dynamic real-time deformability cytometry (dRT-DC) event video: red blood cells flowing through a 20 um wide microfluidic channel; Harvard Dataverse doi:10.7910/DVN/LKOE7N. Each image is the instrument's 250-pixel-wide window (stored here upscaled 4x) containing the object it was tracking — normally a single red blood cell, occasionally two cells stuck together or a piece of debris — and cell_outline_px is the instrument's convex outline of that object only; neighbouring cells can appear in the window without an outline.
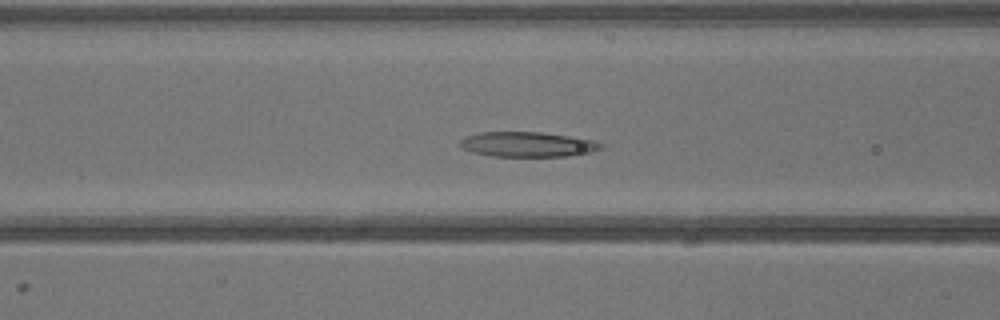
{"species": "common noctule bat (a hibernating species)", "species_latin": "Nyctalus noctula", "temperature_condition": "warm", "stored_images_in_passage": 42, "segment_of_instrument_passage": [1, 2], "camera_frame_rate_fps": 3000, "um_per_image_px": 0.085, "animal": {"sex": "male", "body_mass_g": 13.3}, "frame": {"image": 1, "passage_image": 17, "time_ms": 5.333, "image_size_px": [1000, 320], "cell_outline_px": [[604, 144], [600, 148], [592, 152], [568, 156], [492, 156], [472, 152], [464, 148], [460, 144], [460, 140], [468, 136], [480, 132], [544, 132], [596, 140]], "centroid_in_image_um": [44.9, 12.26], "position_along_channel_um": 121.7, "area_um2": 20.46}}
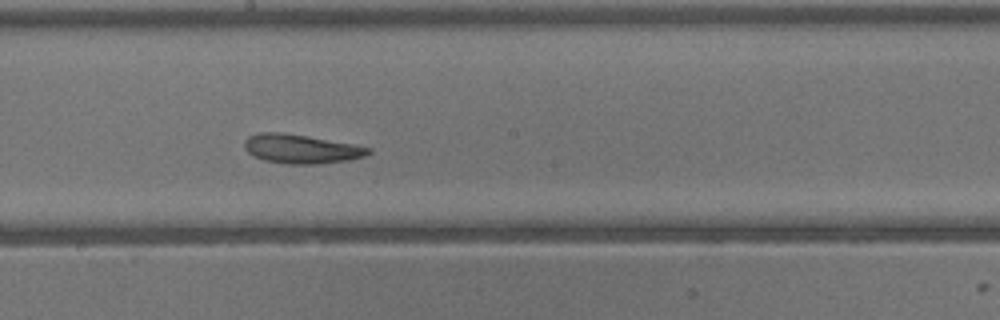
{"frame": {"image": 2, "passage_image": 23, "time_ms": 7.333, "image_size_px": [1000, 320], "cell_outline_px": [[372, 152], [364, 156], [348, 160], [320, 164], [288, 164], [264, 160], [248, 152], [244, 148], [244, 140], [248, 136], [260, 132], [280, 132], [308, 136], [352, 144], [372, 148]], "centroid_in_image_um": [25.59, 12.65], "position_along_channel_um": 222.6, "area_um2": 20.92}}
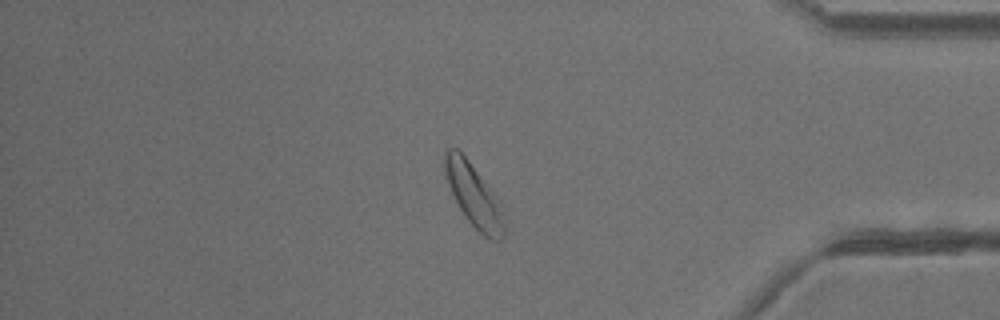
{"frame": {"image": 3, "passage_image": 35, "time_ms": 11.333, "image_size_px": [1000, 320], "cell_outline_px": [[504, 236], [500, 240], [492, 240], [484, 236], [468, 220], [460, 208], [448, 184], [444, 172], [444, 152], [448, 148], [456, 148], [468, 160], [504, 204]], "centroid_in_image_um": [40.32, 16.62], "position_along_channel_um": 394.9, "area_um2": 21.79}}